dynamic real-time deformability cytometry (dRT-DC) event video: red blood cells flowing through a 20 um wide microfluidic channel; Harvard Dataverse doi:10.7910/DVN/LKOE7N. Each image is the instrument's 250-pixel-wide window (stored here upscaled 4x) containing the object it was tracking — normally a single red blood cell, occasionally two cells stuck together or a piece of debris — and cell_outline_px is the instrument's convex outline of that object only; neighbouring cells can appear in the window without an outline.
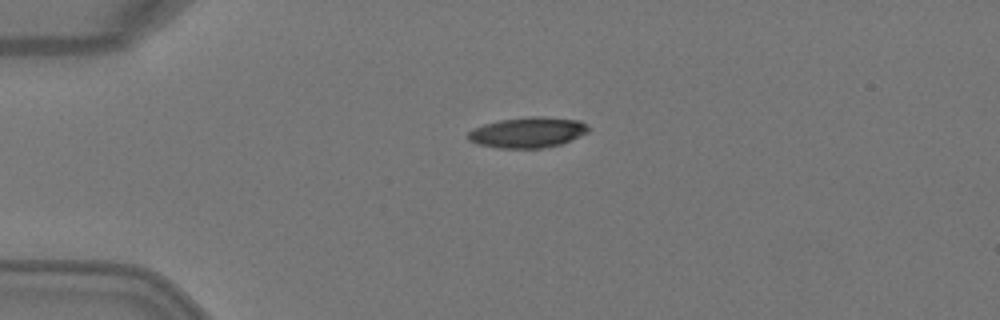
{"species": "Egyptian fruit bat (a non-hibernating species)", "species_latin": "Rousettus aegyptiacus", "temperature_condition": "warm", "stored_images_in_passage": 2, "camera_frame_rate_fps": 3000, "um_per_image_px": 0.085, "animal": {"sex": "female"}, "frame": {"image": 1, "passage_image": 1, "time_ms": 0.0, "image_size_px": [1000, 320], "cell_outline_px": [[588, 132], [560, 144], [540, 148], [496, 148], [476, 144], [468, 140], [468, 132], [484, 124], [500, 120], [528, 116], [544, 116], [580, 120], [588, 128]], "centroid_in_image_um": [44.82, 11.25], "position_along_channel_um": 40.2, "area_um2": 21.33}}